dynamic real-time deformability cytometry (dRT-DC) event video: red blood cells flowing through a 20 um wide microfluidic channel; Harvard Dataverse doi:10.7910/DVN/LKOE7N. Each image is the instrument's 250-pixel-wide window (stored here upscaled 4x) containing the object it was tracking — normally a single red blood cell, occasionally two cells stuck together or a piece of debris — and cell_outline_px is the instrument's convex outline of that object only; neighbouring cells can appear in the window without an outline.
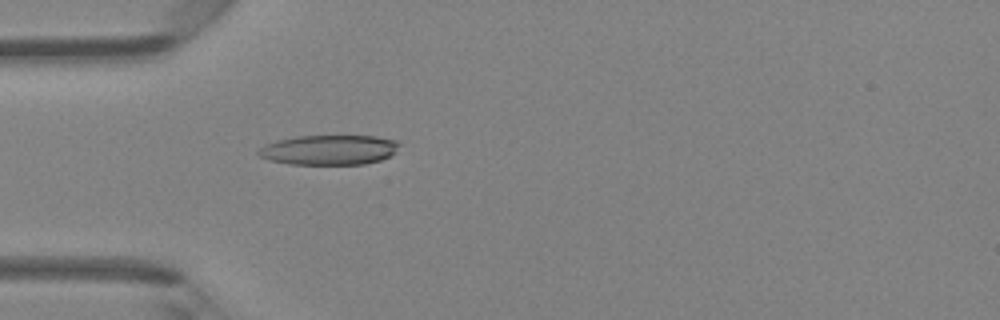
{"species": "Egyptian fruit bat (a non-hibernating species)", "species_latin": "Rousettus aegyptiacus", "temperature_condition": "room temperature", "stored_images_in_passage": 2, "camera_frame_rate_fps": 3000, "um_per_image_px": 0.085, "animal": {"sex": "female"}, "frame": {"image": 1, "passage_image": 2, "time_ms": 1.333, "image_size_px": [1000, 320], "cell_outline_px": [[400, 144], [396, 152], [380, 160], [364, 164], [288, 164], [268, 160], [256, 156], [256, 152], [260, 148], [276, 140], [296, 136], [376, 136], [400, 140]], "centroid_in_image_um": [27.97, 12.74], "position_along_channel_um": 57.0, "area_um2": 24.74}}